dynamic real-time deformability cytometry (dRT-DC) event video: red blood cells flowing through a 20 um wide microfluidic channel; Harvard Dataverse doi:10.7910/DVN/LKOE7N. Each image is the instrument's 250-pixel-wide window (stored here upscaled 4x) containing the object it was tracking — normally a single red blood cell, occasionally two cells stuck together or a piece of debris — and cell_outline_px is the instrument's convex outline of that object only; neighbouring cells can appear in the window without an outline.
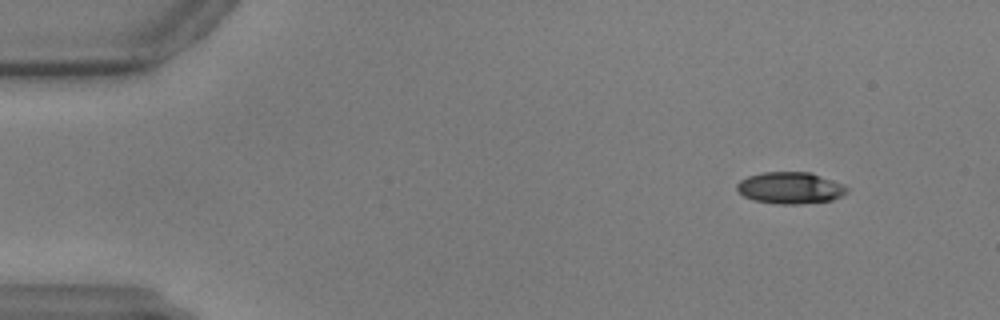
{"species": "common noctule bat (a hibernating species)", "species_latin": "Nyctalus noctula", "temperature_condition": "warm", "stored_images_in_passage": 9, "camera_frame_rate_fps": 3000, "um_per_image_px": 0.085, "animal": {"sex": "male", "body_mass_g": 17.9, "forearm_length_mm": 54.2}, "frame": {"image": 1, "passage_image": 1, "time_ms": 0.0, "image_size_px": [1000, 320], "cell_outline_px": [[848, 192], [832, 200], [800, 204], [780, 204], [752, 200], [744, 196], [736, 188], [736, 184], [740, 180], [748, 176], [764, 172], [812, 172], [844, 184], [848, 188]], "centroid_in_image_um": [67.18, 15.97], "position_along_channel_um": 17.8, "area_um2": 20.4}}